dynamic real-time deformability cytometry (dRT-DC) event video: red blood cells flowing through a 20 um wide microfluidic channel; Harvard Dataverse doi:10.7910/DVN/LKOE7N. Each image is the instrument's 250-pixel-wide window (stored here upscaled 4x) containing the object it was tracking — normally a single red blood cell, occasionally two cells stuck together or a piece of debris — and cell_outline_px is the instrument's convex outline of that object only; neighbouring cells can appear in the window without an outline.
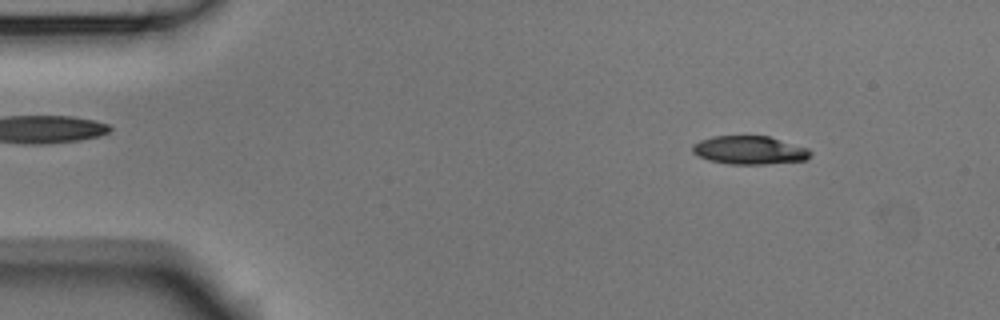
{"species": "Egyptian fruit bat (a non-hibernating species)", "species_latin": "Rousettus aegyptiacus", "temperature_condition": "room temperature", "stored_images_in_passage": 6, "camera_frame_rate_fps": 3000, "um_per_image_px": 0.085, "animal": {"sex": "male"}, "frame": {"image": 1, "passage_image": 2, "time_ms": 0.333, "image_size_px": [1000, 320], "cell_outline_px": [[812, 152], [804, 160], [768, 164], [728, 164], [708, 160], [692, 152], [692, 144], [700, 140], [712, 136], [768, 136], [808, 148]], "centroid_in_image_um": [63.67, 12.76], "position_along_channel_um": 21.3, "area_um2": 19.42}}
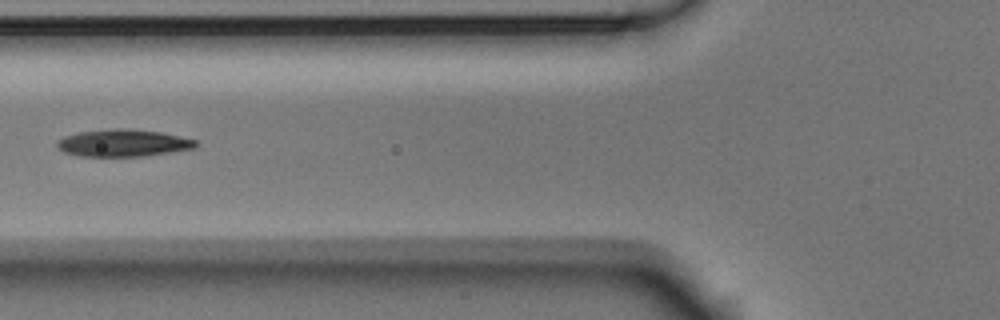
{"frame": {"image": 2, "passage_image": 6, "time_ms": 1.667, "image_size_px": [1000, 320], "cell_outline_px": [[200, 144], [196, 148], [144, 156], [80, 156], [64, 152], [56, 148], [56, 140], [64, 136], [80, 132], [116, 128], [120, 128], [160, 132], [196, 140]], "centroid_in_image_um": [10.45, 12.16], "position_along_channel_um": 115.4, "area_um2": 21.91}}